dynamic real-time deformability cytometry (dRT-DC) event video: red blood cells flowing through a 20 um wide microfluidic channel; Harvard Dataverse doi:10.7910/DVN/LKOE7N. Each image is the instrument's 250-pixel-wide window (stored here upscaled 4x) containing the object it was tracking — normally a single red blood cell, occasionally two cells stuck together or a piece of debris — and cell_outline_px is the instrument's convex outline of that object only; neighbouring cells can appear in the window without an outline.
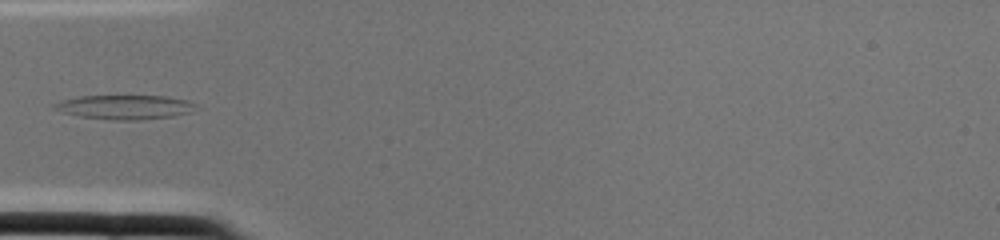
{"species": "common noctule bat (a hibernating species)", "species_latin": "Nyctalus noctula", "temperature_condition": "cold", "stored_images_in_passage": 2, "camera_frame_rate_fps": 3000, "um_per_image_px": 0.085, "animal": {"sex": "female", "body_mass_g": 22.0, "forearm_length_mm": 56.7}, "frame": {"image": 1, "passage_image": 2, "time_ms": 0.333, "image_size_px": [1000, 240], "cell_outline_px": [[196, 104], [188, 112], [172, 116], [140, 120], [112, 120], [80, 116], [64, 112], [52, 108], [52, 104], [60, 100], [80, 96], [168, 96], [188, 100]], "centroid_in_image_um": [10.56, 9.09], "position_along_channel_um": 74.4, "area_um2": 19.83}}